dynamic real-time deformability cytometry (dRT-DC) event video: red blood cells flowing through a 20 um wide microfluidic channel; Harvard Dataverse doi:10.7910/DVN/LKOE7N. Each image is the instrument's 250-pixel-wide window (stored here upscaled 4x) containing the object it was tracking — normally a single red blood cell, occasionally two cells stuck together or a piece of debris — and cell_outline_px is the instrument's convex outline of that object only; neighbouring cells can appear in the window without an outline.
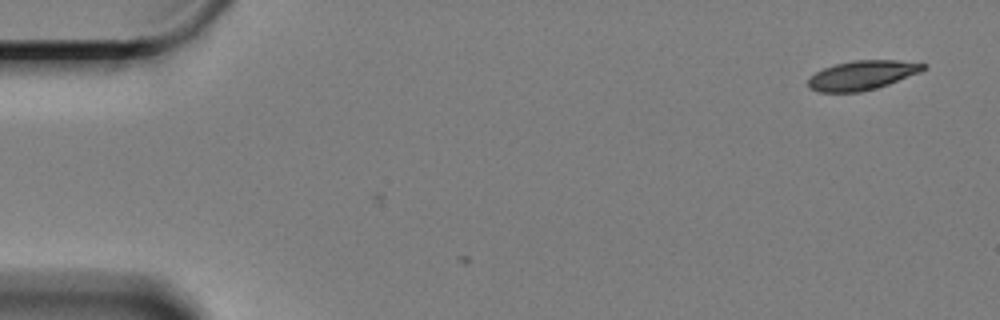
{"species": "Egyptian fruit bat (a non-hibernating species)", "species_latin": "Rousettus aegyptiacus", "temperature_condition": "cold", "stored_images_in_passage": 4, "camera_frame_rate_fps": 3000, "um_per_image_px": 0.085, "animal": {"sex": "female"}, "frame": {"image": 1, "passage_image": 1, "time_ms": 0.0, "image_size_px": [1000, 320], "cell_outline_px": [[928, 68], [920, 72], [888, 84], [876, 88], [860, 92], [820, 92], [808, 88], [808, 80], [816, 72], [824, 68], [836, 64], [852, 60], [896, 60], [928, 64]], "centroid_in_image_um": [73.3, 6.39], "position_along_channel_um": 11.7, "area_um2": 19.59}}